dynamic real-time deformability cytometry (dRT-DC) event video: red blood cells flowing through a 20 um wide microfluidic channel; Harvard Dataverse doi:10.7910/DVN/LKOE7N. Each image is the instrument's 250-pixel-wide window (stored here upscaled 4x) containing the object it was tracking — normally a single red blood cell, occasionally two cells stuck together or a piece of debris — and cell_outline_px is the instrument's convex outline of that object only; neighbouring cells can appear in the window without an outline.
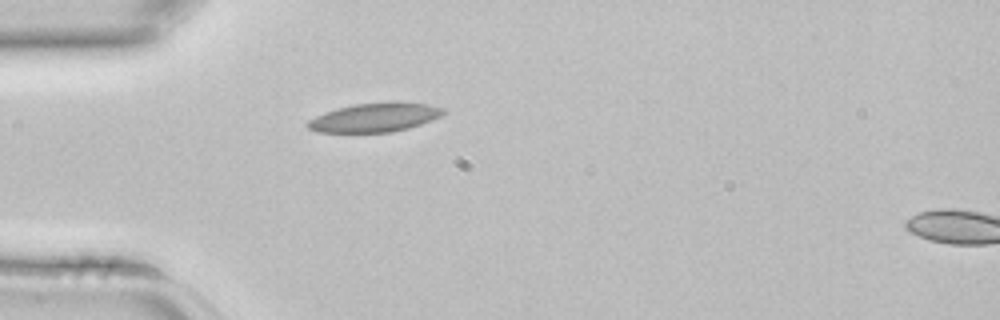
{"species": "common noctule bat (a hibernating species)", "species_latin": "Nyctalus noctula", "temperature_condition": "room temperature", "stored_images_in_passage": 2, "segment_of_instrument_passage": [1, 2], "camera_frame_rate_fps": 3000, "um_per_image_px": 0.085, "animal": {"sex": "female", "body_mass_g": 22.7, "forearm_length_mm": 54.2}, "frame": {"image": 1, "passage_image": 1, "time_ms": 0.0, "image_size_px": [1000, 320], "cell_outline_px": [[444, 112], [440, 116], [420, 124], [408, 128], [392, 132], [316, 132], [308, 128], [308, 120], [324, 112], [336, 108], [356, 104], [396, 100], [428, 104], [444, 108]], "centroid_in_image_um": [31.86, 9.96], "position_along_channel_um": 53.1, "area_um2": 23.0}}